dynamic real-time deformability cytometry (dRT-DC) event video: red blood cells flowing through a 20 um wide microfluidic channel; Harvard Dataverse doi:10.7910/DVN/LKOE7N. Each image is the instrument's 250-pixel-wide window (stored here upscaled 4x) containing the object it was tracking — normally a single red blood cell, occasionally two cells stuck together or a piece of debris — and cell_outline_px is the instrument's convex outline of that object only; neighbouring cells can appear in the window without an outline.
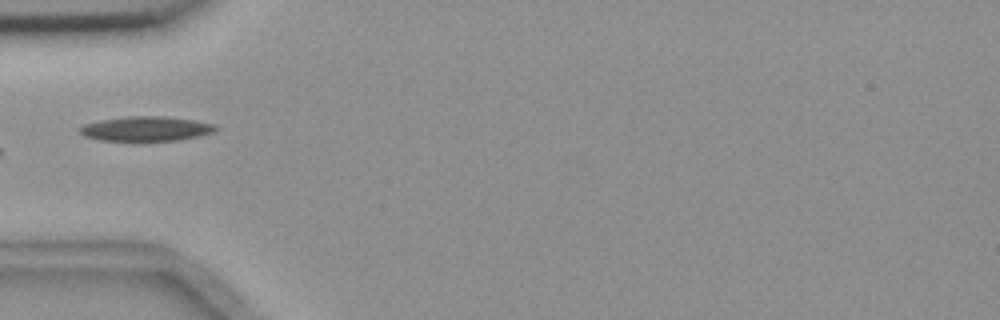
{"species": "common noctule bat (a hibernating species)", "species_latin": "Nyctalus noctula", "temperature_condition": "room temperature", "stored_images_in_passage": 8, "camera_frame_rate_fps": 3000, "um_per_image_px": 0.085, "animal": {"sex": "female", "body_mass_g": 18.4}, "frame": {"image": 1, "passage_image": 6, "time_ms": 6.667, "image_size_px": [1000, 320], "cell_outline_px": [[220, 128], [212, 132], [200, 136], [176, 140], [100, 140], [84, 136], [80, 132], [80, 128], [84, 124], [100, 120], [128, 116], [164, 116], [192, 120], [212, 124]], "centroid_in_image_um": [12.41, 10.93], "position_along_channel_um": 72.6, "area_um2": 19.19}}
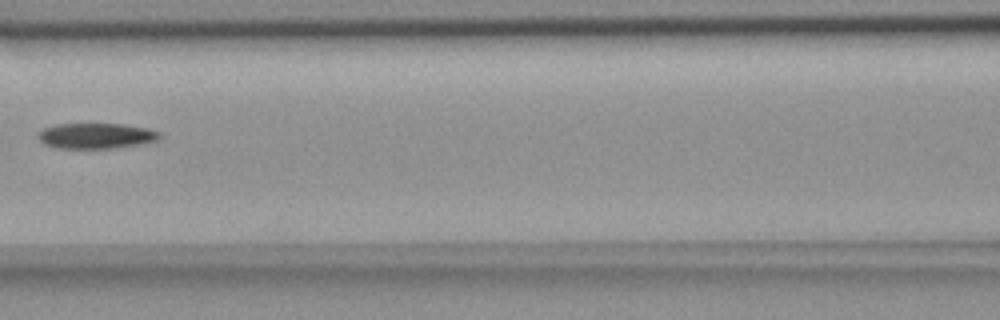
{"frame": {"image": 2, "passage_image": 8, "time_ms": 9.0, "image_size_px": [1000, 320], "cell_outline_px": [[160, 136], [156, 140], [140, 144], [112, 148], [56, 148], [44, 144], [36, 136], [44, 128], [56, 124], [124, 124], [148, 128], [160, 132]], "centroid_in_image_um": [8.15, 11.54], "position_along_channel_um": 158.5, "area_um2": 17.98}}